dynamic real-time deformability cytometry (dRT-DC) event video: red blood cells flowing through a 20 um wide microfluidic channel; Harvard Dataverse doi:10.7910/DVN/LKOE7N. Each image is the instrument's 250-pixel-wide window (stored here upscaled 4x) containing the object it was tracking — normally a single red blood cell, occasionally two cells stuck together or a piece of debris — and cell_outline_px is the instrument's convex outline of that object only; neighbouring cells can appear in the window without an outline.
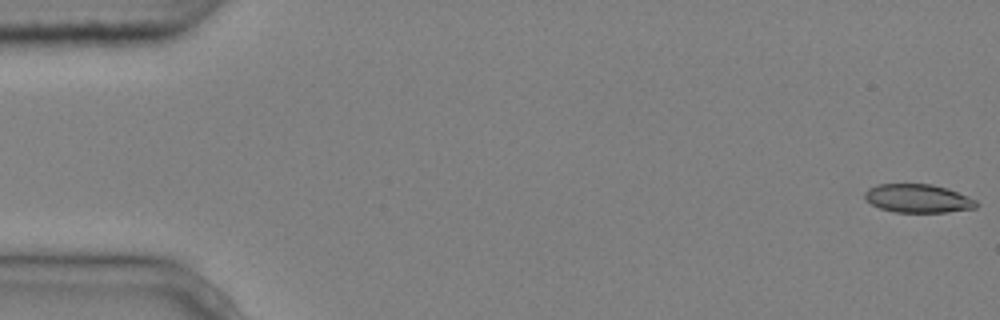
{"species": "common noctule bat (a hibernating species)", "species_latin": "Nyctalus noctula", "temperature_condition": "cold", "stored_images_in_passage": 5, "camera_frame_rate_fps": 3000, "um_per_image_px": 0.085, "animal": {"sex": "male", "body_mass_g": 20.4}, "frame": {"image": 1, "passage_image": 1, "time_ms": 0.0, "image_size_px": [1000, 320], "cell_outline_px": [[976, 208], [948, 212], [896, 212], [880, 208], [872, 204], [864, 196], [864, 192], [868, 188], [876, 184], [932, 184], [948, 188], [976, 200]], "centroid_in_image_um": [78.02, 16.86], "position_along_channel_um": 7.0, "area_um2": 18.44}}
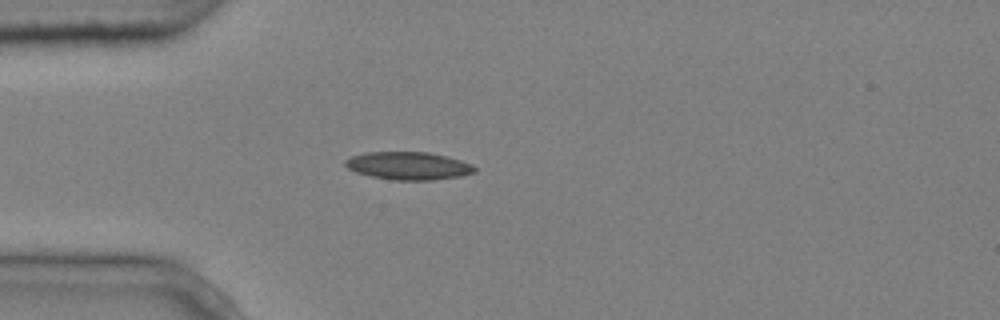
{"frame": {"image": 2, "passage_image": 5, "time_ms": 1.333, "image_size_px": [1000, 320], "cell_outline_px": [[476, 172], [460, 176], [432, 180], [396, 180], [372, 176], [356, 172], [348, 168], [344, 164], [344, 160], [352, 156], [368, 152], [428, 152], [448, 156], [472, 164], [476, 168]], "centroid_in_image_um": [34.74, 14.09], "position_along_channel_um": 50.3, "area_um2": 20.92}}